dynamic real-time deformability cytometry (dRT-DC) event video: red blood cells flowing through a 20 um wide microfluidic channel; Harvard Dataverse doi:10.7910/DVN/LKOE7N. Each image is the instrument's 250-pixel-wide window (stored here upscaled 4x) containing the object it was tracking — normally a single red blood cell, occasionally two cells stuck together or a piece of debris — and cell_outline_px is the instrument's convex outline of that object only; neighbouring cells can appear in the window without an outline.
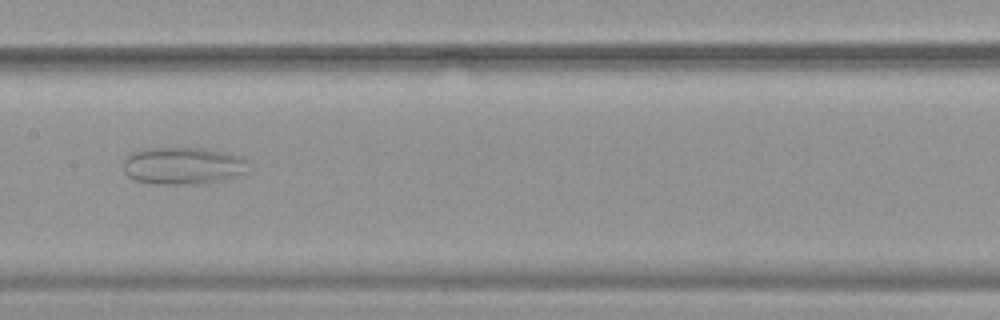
{"species": "common noctule bat (a hibernating species)", "species_latin": "Nyctalus noctula", "temperature_condition": "warm", "stored_images_in_passage": 52, "camera_frame_rate_fps": 3000, "um_per_image_px": 0.085, "animal": {"sex": "female", "body_mass_g": 19.9}, "frame": {"image": 1, "passage_image": 26, "time_ms": 8.333, "image_size_px": [1000, 320], "cell_outline_px": [[248, 172], [220, 180], [176, 184], [156, 184], [136, 180], [128, 176], [124, 172], [124, 160], [132, 152], [144, 148], [204, 148], [244, 156], [248, 160]], "centroid_in_image_um": [15.56, 14.06], "position_along_channel_um": 191.8, "area_um2": 26.99}}
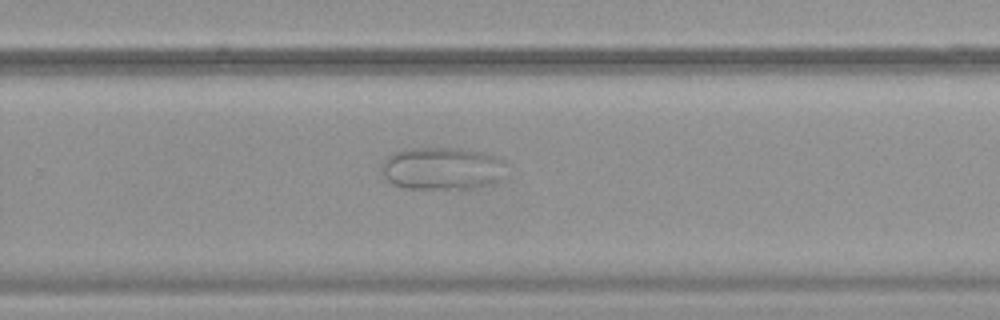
{"frame": {"image": 2, "passage_image": 34, "time_ms": 11.0, "image_size_px": [1000, 320], "cell_outline_px": [[504, 164], [500, 180], [492, 184], [472, 188], [404, 188], [392, 184], [384, 176], [380, 168], [380, 164], [392, 152], [408, 148], [460, 148], [484, 152], [496, 156], [504, 160]], "centroid_in_image_um": [37.55, 14.3], "position_along_channel_um": 292.3, "area_um2": 31.1}}
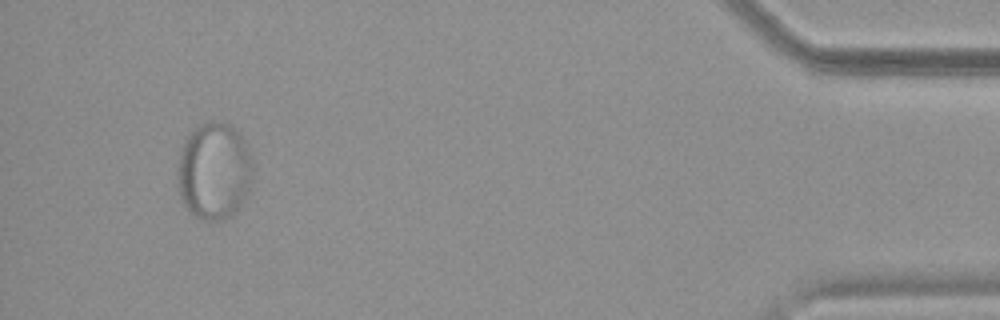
{"frame": {"image": 3, "passage_image": 49, "time_ms": 16.0, "image_size_px": [1000, 320], "cell_outline_px": [[252, 192], [228, 216], [220, 220], [200, 220], [188, 212], [184, 204], [176, 184], [176, 180], [180, 152], [188, 136], [200, 124], [208, 120], [220, 120], [236, 128], [240, 132], [252, 156]], "centroid_in_image_um": [18.22, 14.53], "position_along_channel_um": 417.0, "area_um2": 43.29}}